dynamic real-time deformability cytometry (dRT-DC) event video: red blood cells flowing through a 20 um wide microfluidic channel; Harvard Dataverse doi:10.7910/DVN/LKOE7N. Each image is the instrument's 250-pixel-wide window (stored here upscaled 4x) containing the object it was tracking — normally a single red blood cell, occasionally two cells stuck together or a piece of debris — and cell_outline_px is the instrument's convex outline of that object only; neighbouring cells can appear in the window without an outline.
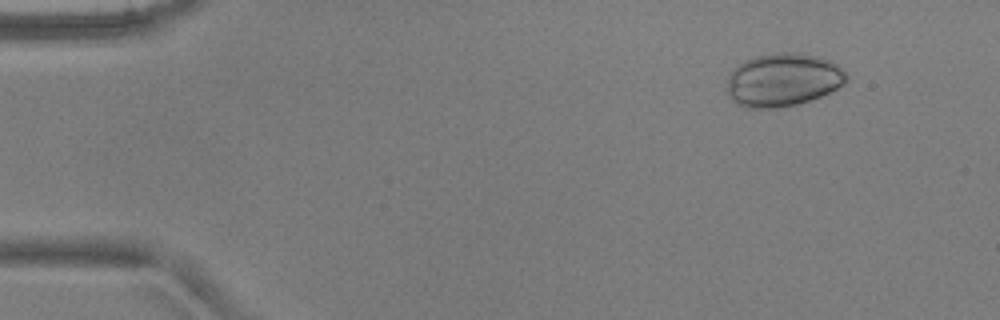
{"species": "common noctule bat (a hibernating species)", "species_latin": "Nyctalus noctula", "temperature_condition": "warm", "stored_images_in_passage": 7, "camera_frame_rate_fps": 3000, "um_per_image_px": 0.085, "animal": {"sex": "male", "body_mass_g": 17.9, "forearm_length_mm": 54.2}, "frame": {"image": 1, "passage_image": 2, "time_ms": 0.333, "image_size_px": [1000, 320], "cell_outline_px": [[848, 80], [844, 84], [820, 96], [796, 104], [780, 108], [748, 108], [736, 104], [728, 96], [728, 76], [732, 68], [744, 60], [756, 56], [780, 52], [800, 52], [816, 56], [828, 60], [836, 64], [848, 76]], "centroid_in_image_um": [66.52, 6.78], "position_along_channel_um": 18.5, "area_um2": 37.05}}
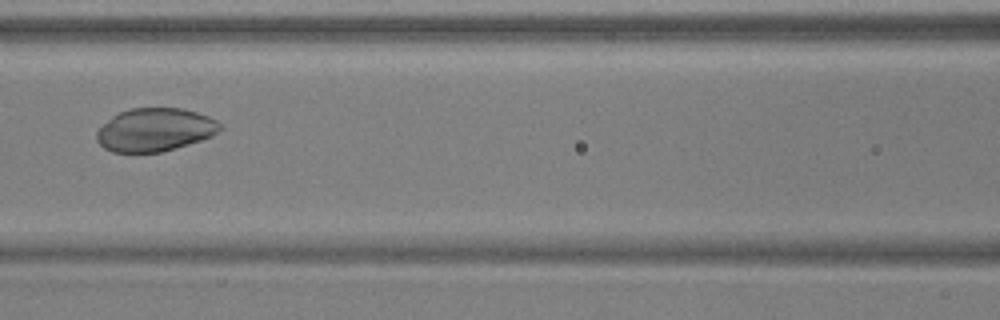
{"frame": {"image": 2, "passage_image": 7, "time_ms": 2.0, "image_size_px": [1000, 320], "cell_outline_px": [[224, 128], [212, 136], [176, 148], [160, 152], [112, 152], [104, 148], [96, 140], [96, 132], [112, 116], [120, 112], [132, 108], [180, 108], [196, 112], [208, 116], [216, 120]], "centroid_in_image_um": [13.17, 11.03], "position_along_channel_um": 153.4, "area_um2": 30.92}}